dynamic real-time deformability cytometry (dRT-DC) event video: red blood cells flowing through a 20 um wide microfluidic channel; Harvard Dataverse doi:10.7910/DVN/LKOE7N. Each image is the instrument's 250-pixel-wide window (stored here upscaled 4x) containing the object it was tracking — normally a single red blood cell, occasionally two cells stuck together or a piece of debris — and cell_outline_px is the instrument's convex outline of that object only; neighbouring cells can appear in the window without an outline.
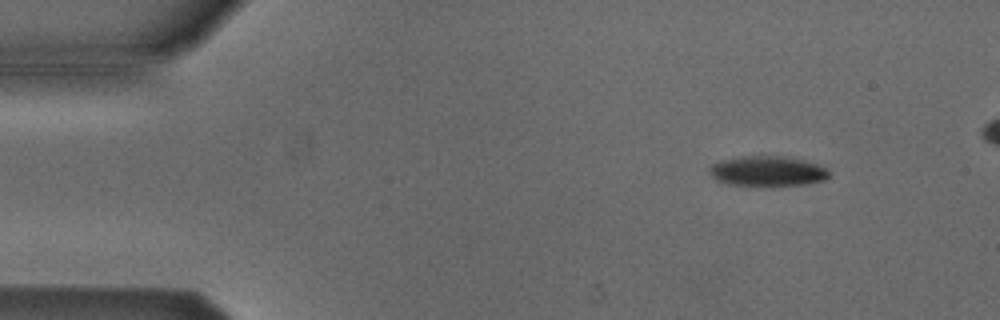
{"species": "Egyptian fruit bat (a non-hibernating species)", "species_latin": "Rousettus aegyptiacus", "temperature_condition": "cold", "stored_images_in_passage": 5, "camera_frame_rate_fps": 3000, "um_per_image_px": 0.085, "animal": {"sex": "male"}, "frame": {"image": 1, "passage_image": 1, "time_ms": 0.0, "image_size_px": [1000, 320], "cell_outline_px": [[832, 172], [824, 180], [800, 184], [772, 188], [756, 188], [728, 184], [716, 180], [708, 172], [708, 168], [712, 164], [720, 160], [740, 156], [784, 156], [804, 160], [820, 164]], "centroid_in_image_um": [65.21, 14.58], "position_along_channel_um": 19.8, "area_um2": 21.96}}
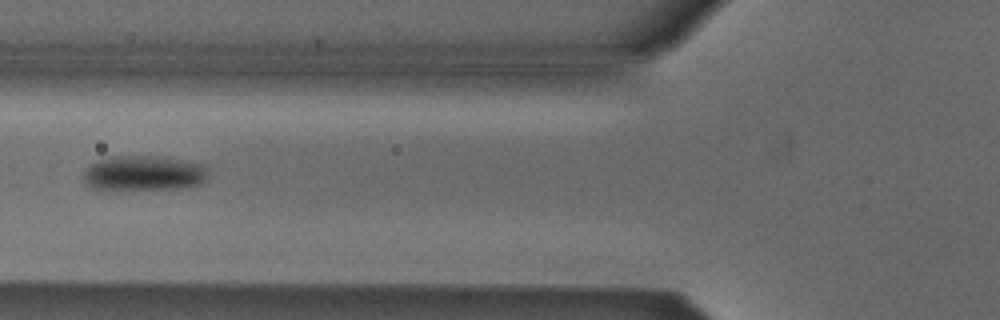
{"frame": {"image": 2, "passage_image": 5, "time_ms": 4.667, "image_size_px": [1000, 320], "cell_outline_px": [[208, 176], [200, 184], [180, 188], [92, 188], [84, 184], [84, 172], [96, 160], [112, 156], [160, 156], [208, 164]], "centroid_in_image_um": [12.28, 14.69], "position_along_channel_um": 113.5, "area_um2": 25.32}}